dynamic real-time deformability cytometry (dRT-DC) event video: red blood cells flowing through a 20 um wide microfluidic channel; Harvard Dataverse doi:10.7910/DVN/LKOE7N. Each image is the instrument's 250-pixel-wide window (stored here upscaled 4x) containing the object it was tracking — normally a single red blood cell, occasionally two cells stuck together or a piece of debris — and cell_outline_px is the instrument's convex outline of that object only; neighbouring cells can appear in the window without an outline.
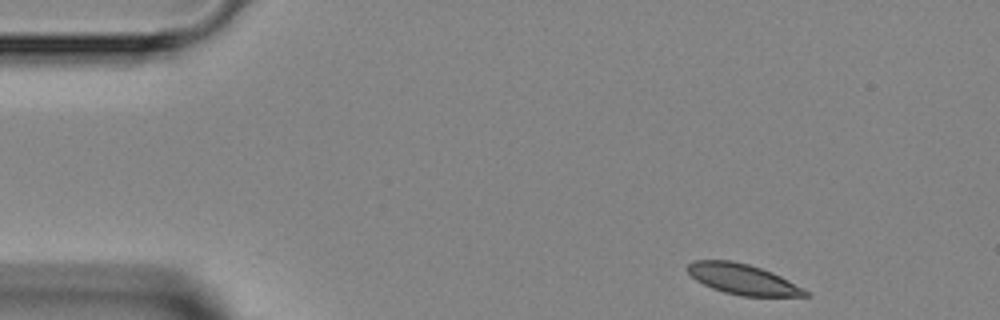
{"species": "Egyptian fruit bat (a non-hibernating species)", "species_latin": "Rousettus aegyptiacus", "temperature_condition": "room temperature", "stored_images_in_passage": 3, "camera_frame_rate_fps": 3000, "um_per_image_px": 0.085, "animal": {"sex": "female"}, "frame": {"image": 1, "passage_image": 1, "time_ms": 0.0, "image_size_px": [1000, 320], "cell_outline_px": [[812, 296], [740, 296], [724, 292], [712, 288], [696, 280], [688, 272], [688, 264], [692, 260], [732, 260], [748, 264], [772, 272], [804, 288]], "centroid_in_image_um": [63.14, 23.73], "position_along_channel_um": 21.9, "area_um2": 20.81}}